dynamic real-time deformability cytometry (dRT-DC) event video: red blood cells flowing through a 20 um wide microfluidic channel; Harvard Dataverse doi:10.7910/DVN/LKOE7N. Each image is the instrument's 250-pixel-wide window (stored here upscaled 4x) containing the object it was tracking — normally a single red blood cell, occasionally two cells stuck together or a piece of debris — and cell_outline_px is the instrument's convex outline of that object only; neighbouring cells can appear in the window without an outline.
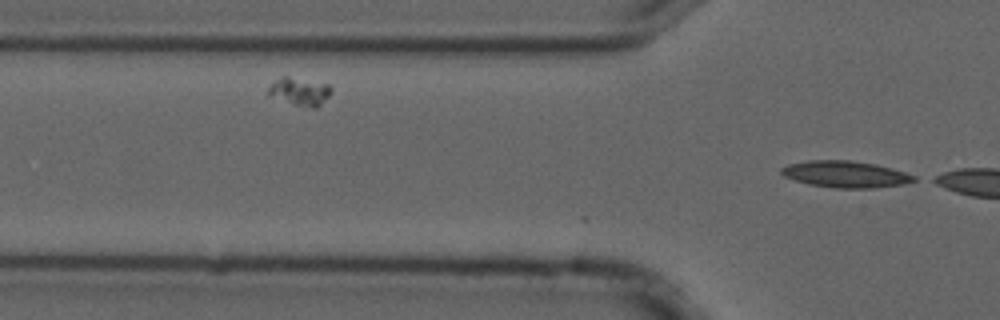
{"species": "common noctule bat (a hibernating species)", "species_latin": "Nyctalus noctula", "temperature_condition": "cold", "stored_images_in_passage": 3, "camera_frame_rate_fps": 3000, "um_per_image_px": 0.085, "animal": {"sex": "male", "forearm_length_mm": 52.5}, "frame": {"image": 1, "passage_image": 3, "time_ms": 0.667, "image_size_px": [1000, 320], "cell_outline_px": [[916, 180], [904, 184], [872, 188], [832, 188], [808, 184], [784, 176], [780, 172], [780, 168], [788, 164], [808, 160], [848, 160], [876, 164], [892, 168], [916, 176]], "centroid_in_image_um": [71.85, 14.81], "position_along_channel_um": 53.9, "area_um2": 20.58}}